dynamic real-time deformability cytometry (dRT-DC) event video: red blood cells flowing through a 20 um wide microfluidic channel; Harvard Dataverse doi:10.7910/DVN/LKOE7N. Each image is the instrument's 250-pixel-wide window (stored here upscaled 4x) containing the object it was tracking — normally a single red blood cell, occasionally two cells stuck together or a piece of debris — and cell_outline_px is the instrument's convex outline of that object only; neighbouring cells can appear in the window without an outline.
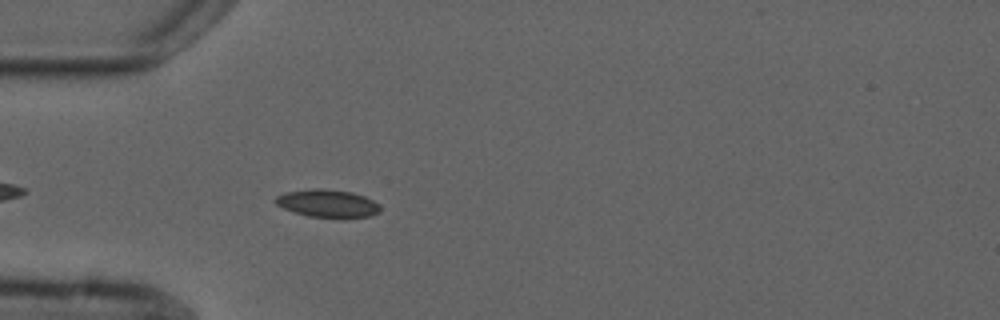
{"species": "common noctule bat (a hibernating species)", "species_latin": "Nyctalus noctula", "temperature_condition": "cold", "stored_images_in_passage": 5, "camera_frame_rate_fps": 3000, "um_per_image_px": 0.085, "animal": {"sex": "male", "forearm_length_mm": 52.5}, "frame": {"image": 1, "passage_image": 5, "time_ms": 4.667, "image_size_px": [1000, 320], "cell_outline_px": [[380, 212], [368, 216], [308, 216], [284, 208], [276, 204], [272, 200], [276, 196], [284, 192], [312, 188], [320, 188], [352, 192], [364, 196], [380, 204]], "centroid_in_image_um": [27.8, 17.25], "position_along_channel_um": 57.2, "area_um2": 16.59}}